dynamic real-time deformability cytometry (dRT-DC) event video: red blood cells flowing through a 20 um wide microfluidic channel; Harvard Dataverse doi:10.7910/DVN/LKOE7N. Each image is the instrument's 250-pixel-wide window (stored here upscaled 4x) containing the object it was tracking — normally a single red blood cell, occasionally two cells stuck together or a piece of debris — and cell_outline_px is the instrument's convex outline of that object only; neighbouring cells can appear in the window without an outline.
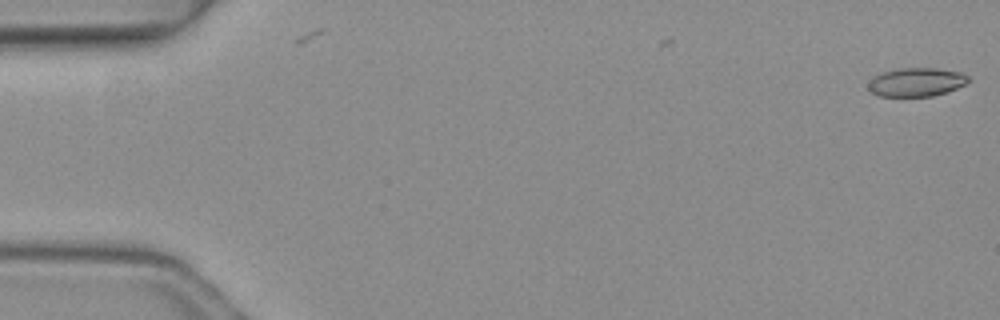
{"species": "common noctule bat (a hibernating species)", "species_latin": "Nyctalus noctula", "temperature_condition": "warm", "stored_images_in_passage": 2, "camera_frame_rate_fps": 3000, "um_per_image_px": 0.085, "animal": {"sex": "female", "body_mass_g": 19.3, "forearm_length_mm": 54.1}, "frame": {"image": 1, "passage_image": 2, "time_ms": 0.333, "image_size_px": [1000, 320], "cell_outline_px": [[972, 80], [948, 92], [932, 96], [880, 96], [872, 92], [868, 88], [868, 84], [872, 76], [884, 72], [900, 68], [936, 68], [960, 72], [968, 76]], "centroid_in_image_um": [77.9, 6.98], "position_along_channel_um": 7.1, "area_um2": 16.7}}